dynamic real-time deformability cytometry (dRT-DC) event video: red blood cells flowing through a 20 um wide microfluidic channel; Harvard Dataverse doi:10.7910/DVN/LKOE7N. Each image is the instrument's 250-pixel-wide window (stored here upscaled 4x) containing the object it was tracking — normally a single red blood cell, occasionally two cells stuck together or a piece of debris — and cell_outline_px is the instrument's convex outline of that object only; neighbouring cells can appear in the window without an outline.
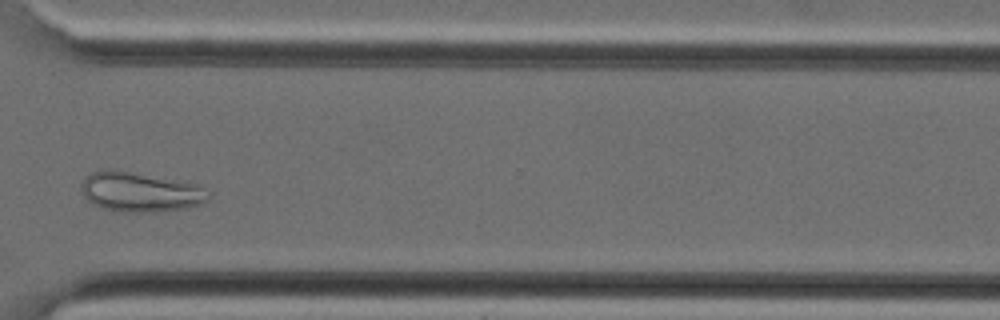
{"species": "Egyptian fruit bat (a non-hibernating species)", "species_latin": "Rousettus aegyptiacus", "temperature_condition": "cold", "stored_images_in_passage": 31, "camera_frame_rate_fps": 3000, "um_per_image_px": 0.085, "animal": {"sex": "female"}, "frame": {"image": 1, "passage_image": 22, "time_ms": 7.0, "image_size_px": [1000, 320], "cell_outline_px": [[208, 200], [200, 204], [184, 208], [156, 212], [128, 212], [104, 208], [92, 204], [84, 196], [80, 184], [84, 176], [100, 168], [116, 168], [192, 184], [200, 188], [208, 196]], "centroid_in_image_um": [11.78, 16.29], "position_along_channel_um": 358.8, "area_um2": 29.19}}
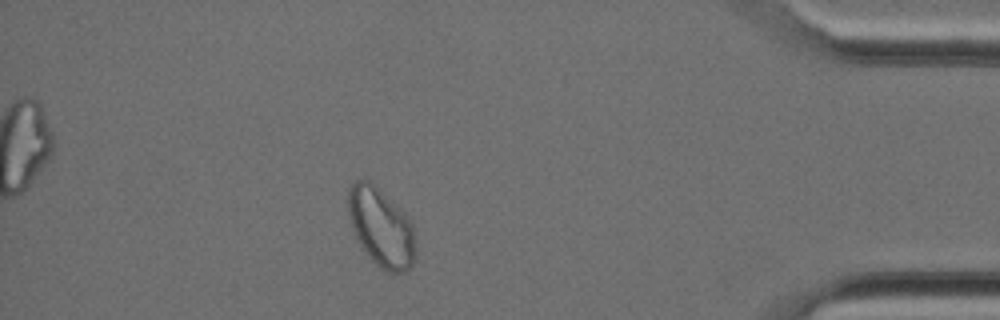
{"frame": {"image": 2, "passage_image": 27, "time_ms": 8.667, "image_size_px": [1000, 320], "cell_outline_px": [[416, 252], [412, 264], [404, 272], [388, 272], [380, 268], [368, 256], [360, 244], [356, 236], [348, 216], [344, 200], [348, 188], [356, 180], [364, 176], [400, 208], [404, 212], [412, 224], [416, 248]], "centroid_in_image_um": [32.34, 19.28], "position_along_channel_um": 402.9, "area_um2": 31.21}}